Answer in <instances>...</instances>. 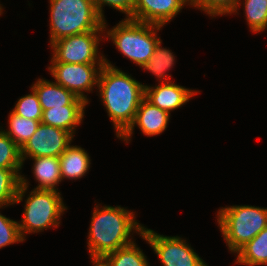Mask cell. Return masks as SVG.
Returning <instances> with one entry per match:
<instances>
[{
    "mask_svg": "<svg viewBox=\"0 0 267 266\" xmlns=\"http://www.w3.org/2000/svg\"><path fill=\"white\" fill-rule=\"evenodd\" d=\"M104 60L97 87L119 138L133 123L140 102L145 97V88L144 84L112 65L107 58Z\"/></svg>",
    "mask_w": 267,
    "mask_h": 266,
    "instance_id": "1",
    "label": "cell"
},
{
    "mask_svg": "<svg viewBox=\"0 0 267 266\" xmlns=\"http://www.w3.org/2000/svg\"><path fill=\"white\" fill-rule=\"evenodd\" d=\"M99 207H94L88 233L87 244L91 258H103L106 254L133 243L131 232L135 229L141 235L144 228L131 210L121 206Z\"/></svg>",
    "mask_w": 267,
    "mask_h": 266,
    "instance_id": "2",
    "label": "cell"
},
{
    "mask_svg": "<svg viewBox=\"0 0 267 266\" xmlns=\"http://www.w3.org/2000/svg\"><path fill=\"white\" fill-rule=\"evenodd\" d=\"M50 45L60 38L89 31H106L93 0H49Z\"/></svg>",
    "mask_w": 267,
    "mask_h": 266,
    "instance_id": "3",
    "label": "cell"
},
{
    "mask_svg": "<svg viewBox=\"0 0 267 266\" xmlns=\"http://www.w3.org/2000/svg\"><path fill=\"white\" fill-rule=\"evenodd\" d=\"M217 214L223 239L233 253L267 227V208L234 205L221 208Z\"/></svg>",
    "mask_w": 267,
    "mask_h": 266,
    "instance_id": "4",
    "label": "cell"
},
{
    "mask_svg": "<svg viewBox=\"0 0 267 266\" xmlns=\"http://www.w3.org/2000/svg\"><path fill=\"white\" fill-rule=\"evenodd\" d=\"M162 27L125 18L106 31L105 38L107 36L123 56L142 67L153 55L156 44L160 40V37H157V31Z\"/></svg>",
    "mask_w": 267,
    "mask_h": 266,
    "instance_id": "5",
    "label": "cell"
},
{
    "mask_svg": "<svg viewBox=\"0 0 267 266\" xmlns=\"http://www.w3.org/2000/svg\"><path fill=\"white\" fill-rule=\"evenodd\" d=\"M23 211V218L18 222L23 240L26 234L38 233L52 227H58L61 215L67 207L60 192L55 190L33 189L29 193Z\"/></svg>",
    "mask_w": 267,
    "mask_h": 266,
    "instance_id": "6",
    "label": "cell"
},
{
    "mask_svg": "<svg viewBox=\"0 0 267 266\" xmlns=\"http://www.w3.org/2000/svg\"><path fill=\"white\" fill-rule=\"evenodd\" d=\"M103 31H89L83 34L58 39L50 46L53 49L51 62L69 64H105V56L98 53Z\"/></svg>",
    "mask_w": 267,
    "mask_h": 266,
    "instance_id": "7",
    "label": "cell"
},
{
    "mask_svg": "<svg viewBox=\"0 0 267 266\" xmlns=\"http://www.w3.org/2000/svg\"><path fill=\"white\" fill-rule=\"evenodd\" d=\"M157 254L163 266H204L201 259L186 240L178 236H164L143 228L140 235Z\"/></svg>",
    "mask_w": 267,
    "mask_h": 266,
    "instance_id": "8",
    "label": "cell"
},
{
    "mask_svg": "<svg viewBox=\"0 0 267 266\" xmlns=\"http://www.w3.org/2000/svg\"><path fill=\"white\" fill-rule=\"evenodd\" d=\"M104 64H69L51 62L48 67L55 82L72 92L76 97L88 103L87 93L98 85V77Z\"/></svg>",
    "mask_w": 267,
    "mask_h": 266,
    "instance_id": "9",
    "label": "cell"
},
{
    "mask_svg": "<svg viewBox=\"0 0 267 266\" xmlns=\"http://www.w3.org/2000/svg\"><path fill=\"white\" fill-rule=\"evenodd\" d=\"M73 138L68 131L40 122L36 132L21 148L22 162L28 157H60Z\"/></svg>",
    "mask_w": 267,
    "mask_h": 266,
    "instance_id": "10",
    "label": "cell"
},
{
    "mask_svg": "<svg viewBox=\"0 0 267 266\" xmlns=\"http://www.w3.org/2000/svg\"><path fill=\"white\" fill-rule=\"evenodd\" d=\"M190 0H135L131 20L165 26Z\"/></svg>",
    "mask_w": 267,
    "mask_h": 266,
    "instance_id": "11",
    "label": "cell"
},
{
    "mask_svg": "<svg viewBox=\"0 0 267 266\" xmlns=\"http://www.w3.org/2000/svg\"><path fill=\"white\" fill-rule=\"evenodd\" d=\"M170 114L161 110L149 102L145 97L141 100L135 119L130 127L119 137L128 143L133 134L135 126H138L146 136H155L166 130Z\"/></svg>",
    "mask_w": 267,
    "mask_h": 266,
    "instance_id": "12",
    "label": "cell"
},
{
    "mask_svg": "<svg viewBox=\"0 0 267 266\" xmlns=\"http://www.w3.org/2000/svg\"><path fill=\"white\" fill-rule=\"evenodd\" d=\"M155 87L144 85L145 98L153 105L170 114L189 102L199 91L185 88L172 81L158 83Z\"/></svg>",
    "mask_w": 267,
    "mask_h": 266,
    "instance_id": "13",
    "label": "cell"
},
{
    "mask_svg": "<svg viewBox=\"0 0 267 266\" xmlns=\"http://www.w3.org/2000/svg\"><path fill=\"white\" fill-rule=\"evenodd\" d=\"M87 104L77 97L70 105L43 110L41 123L68 131L74 137L76 127L84 119Z\"/></svg>",
    "mask_w": 267,
    "mask_h": 266,
    "instance_id": "14",
    "label": "cell"
},
{
    "mask_svg": "<svg viewBox=\"0 0 267 266\" xmlns=\"http://www.w3.org/2000/svg\"><path fill=\"white\" fill-rule=\"evenodd\" d=\"M21 169L0 168V206L7 207L23 201L29 183Z\"/></svg>",
    "mask_w": 267,
    "mask_h": 266,
    "instance_id": "15",
    "label": "cell"
},
{
    "mask_svg": "<svg viewBox=\"0 0 267 266\" xmlns=\"http://www.w3.org/2000/svg\"><path fill=\"white\" fill-rule=\"evenodd\" d=\"M38 95L43 110L70 105L77 97L56 82L38 79L32 87Z\"/></svg>",
    "mask_w": 267,
    "mask_h": 266,
    "instance_id": "16",
    "label": "cell"
},
{
    "mask_svg": "<svg viewBox=\"0 0 267 266\" xmlns=\"http://www.w3.org/2000/svg\"><path fill=\"white\" fill-rule=\"evenodd\" d=\"M90 161L85 149L70 144L59 157L62 180L82 178L90 169Z\"/></svg>",
    "mask_w": 267,
    "mask_h": 266,
    "instance_id": "17",
    "label": "cell"
},
{
    "mask_svg": "<svg viewBox=\"0 0 267 266\" xmlns=\"http://www.w3.org/2000/svg\"><path fill=\"white\" fill-rule=\"evenodd\" d=\"M34 160L33 174L38 186L35 189L58 191L57 184L62 181L59 157H37Z\"/></svg>",
    "mask_w": 267,
    "mask_h": 266,
    "instance_id": "18",
    "label": "cell"
},
{
    "mask_svg": "<svg viewBox=\"0 0 267 266\" xmlns=\"http://www.w3.org/2000/svg\"><path fill=\"white\" fill-rule=\"evenodd\" d=\"M236 253L235 264L267 266V227L261 230L256 237L247 242Z\"/></svg>",
    "mask_w": 267,
    "mask_h": 266,
    "instance_id": "19",
    "label": "cell"
},
{
    "mask_svg": "<svg viewBox=\"0 0 267 266\" xmlns=\"http://www.w3.org/2000/svg\"><path fill=\"white\" fill-rule=\"evenodd\" d=\"M161 39L156 44L153 55L150 57V60L144 64L141 68L151 72L155 75L160 83L169 82L171 75L166 76L167 73L175 63V56L171 50L161 47Z\"/></svg>",
    "mask_w": 267,
    "mask_h": 266,
    "instance_id": "20",
    "label": "cell"
},
{
    "mask_svg": "<svg viewBox=\"0 0 267 266\" xmlns=\"http://www.w3.org/2000/svg\"><path fill=\"white\" fill-rule=\"evenodd\" d=\"M8 117L9 130H1L6 133L20 148H22L36 132L41 120L24 118L15 114L12 110Z\"/></svg>",
    "mask_w": 267,
    "mask_h": 266,
    "instance_id": "21",
    "label": "cell"
},
{
    "mask_svg": "<svg viewBox=\"0 0 267 266\" xmlns=\"http://www.w3.org/2000/svg\"><path fill=\"white\" fill-rule=\"evenodd\" d=\"M103 259L109 266H150L143 251L134 242L106 254Z\"/></svg>",
    "mask_w": 267,
    "mask_h": 266,
    "instance_id": "22",
    "label": "cell"
},
{
    "mask_svg": "<svg viewBox=\"0 0 267 266\" xmlns=\"http://www.w3.org/2000/svg\"><path fill=\"white\" fill-rule=\"evenodd\" d=\"M244 12L250 30L255 33L267 28V0H244Z\"/></svg>",
    "mask_w": 267,
    "mask_h": 266,
    "instance_id": "23",
    "label": "cell"
},
{
    "mask_svg": "<svg viewBox=\"0 0 267 266\" xmlns=\"http://www.w3.org/2000/svg\"><path fill=\"white\" fill-rule=\"evenodd\" d=\"M21 148L0 129V168L22 169Z\"/></svg>",
    "mask_w": 267,
    "mask_h": 266,
    "instance_id": "24",
    "label": "cell"
},
{
    "mask_svg": "<svg viewBox=\"0 0 267 266\" xmlns=\"http://www.w3.org/2000/svg\"><path fill=\"white\" fill-rule=\"evenodd\" d=\"M241 4L240 0H190L189 6L198 8L214 17L237 13Z\"/></svg>",
    "mask_w": 267,
    "mask_h": 266,
    "instance_id": "25",
    "label": "cell"
},
{
    "mask_svg": "<svg viewBox=\"0 0 267 266\" xmlns=\"http://www.w3.org/2000/svg\"><path fill=\"white\" fill-rule=\"evenodd\" d=\"M31 93L22 96L18 99L14 109L12 111L24 118L41 120L42 119V108L39 102L37 93L31 88Z\"/></svg>",
    "mask_w": 267,
    "mask_h": 266,
    "instance_id": "26",
    "label": "cell"
},
{
    "mask_svg": "<svg viewBox=\"0 0 267 266\" xmlns=\"http://www.w3.org/2000/svg\"><path fill=\"white\" fill-rule=\"evenodd\" d=\"M0 208H4L1 207ZM18 222L5 217L0 213V248L13 243L23 242Z\"/></svg>",
    "mask_w": 267,
    "mask_h": 266,
    "instance_id": "27",
    "label": "cell"
},
{
    "mask_svg": "<svg viewBox=\"0 0 267 266\" xmlns=\"http://www.w3.org/2000/svg\"><path fill=\"white\" fill-rule=\"evenodd\" d=\"M100 17L105 21L103 7L105 5L125 13L126 19H131L135 0H93Z\"/></svg>",
    "mask_w": 267,
    "mask_h": 266,
    "instance_id": "28",
    "label": "cell"
},
{
    "mask_svg": "<svg viewBox=\"0 0 267 266\" xmlns=\"http://www.w3.org/2000/svg\"><path fill=\"white\" fill-rule=\"evenodd\" d=\"M94 266H109L103 258H91Z\"/></svg>",
    "mask_w": 267,
    "mask_h": 266,
    "instance_id": "29",
    "label": "cell"
},
{
    "mask_svg": "<svg viewBox=\"0 0 267 266\" xmlns=\"http://www.w3.org/2000/svg\"><path fill=\"white\" fill-rule=\"evenodd\" d=\"M3 7L1 6V4H0V15H2V13H3Z\"/></svg>",
    "mask_w": 267,
    "mask_h": 266,
    "instance_id": "30",
    "label": "cell"
}]
</instances>
